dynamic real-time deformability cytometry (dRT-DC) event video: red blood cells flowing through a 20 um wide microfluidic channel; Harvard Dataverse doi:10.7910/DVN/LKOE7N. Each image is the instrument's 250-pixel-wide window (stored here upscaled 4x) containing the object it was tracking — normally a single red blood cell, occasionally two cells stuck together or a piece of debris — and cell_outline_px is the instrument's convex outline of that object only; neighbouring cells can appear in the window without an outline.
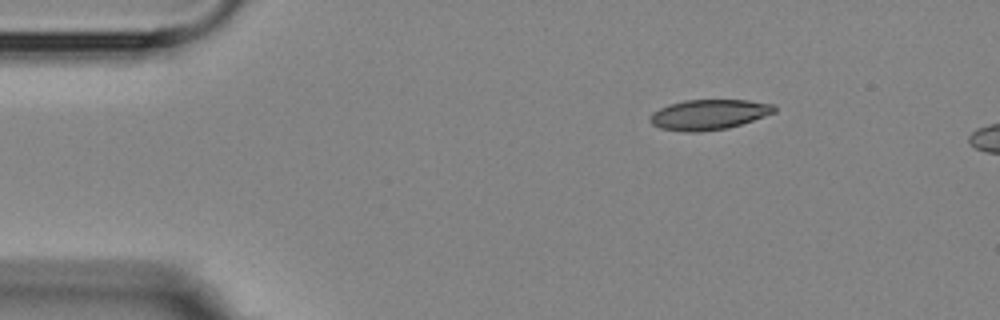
{"species": "Egyptian fruit bat (a non-hibernating species)", "species_latin": "Rousettus aegyptiacus", "temperature_condition": "room temperature", "stored_images_in_passage": 2, "camera_frame_rate_fps": 3000, "um_per_image_px": 0.085, "animal": {"sex": "female"}, "frame": {"image": 1, "passage_image": 1, "time_ms": 0.0, "image_size_px": [1000, 320], "cell_outline_px": [[776, 112], [728, 128], [700, 132], [684, 132], [660, 128], [652, 124], [648, 120], [648, 116], [652, 112], [668, 104], [684, 100], [748, 100], [772, 104], [776, 108]], "centroid_in_image_um": [60.19, 9.74], "position_along_channel_um": 24.8, "area_um2": 21.96}}